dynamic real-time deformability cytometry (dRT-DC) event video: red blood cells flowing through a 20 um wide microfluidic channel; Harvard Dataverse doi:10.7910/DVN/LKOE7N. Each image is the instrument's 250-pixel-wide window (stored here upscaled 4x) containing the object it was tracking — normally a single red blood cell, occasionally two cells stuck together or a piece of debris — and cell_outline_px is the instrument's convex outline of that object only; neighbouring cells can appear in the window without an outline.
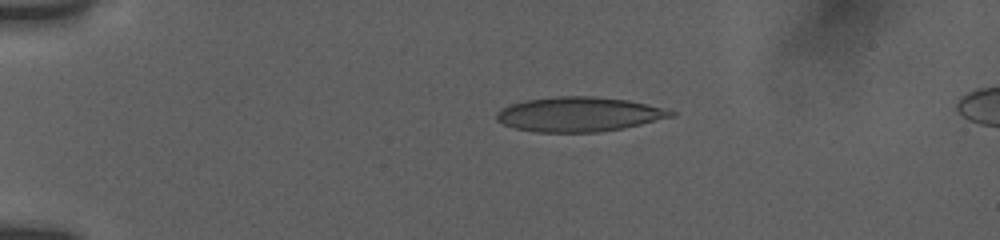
{"species": "human", "species_latin": "Homo sapiens", "temperature_condition": "room temperature", "stored_images_in_passage": 24, "camera_frame_rate_fps": 3000, "um_per_image_px": 0.085, "donor": {"sex": "female"}, "frame": {"image": 1, "passage_image": 1, "time_ms": 0.0, "image_size_px": [1000, 240], "cell_outline_px": [[676, 116], [640, 124], [620, 128], [596, 132], [540, 132], [516, 128], [504, 124], [496, 120], [496, 112], [500, 108], [512, 104], [528, 100], [556, 96], [592, 96], [628, 100], [676, 112]], "centroid_in_image_um": [49.18, 9.71], "position_along_channel_um": 35.8, "area_um2": 34.68}}
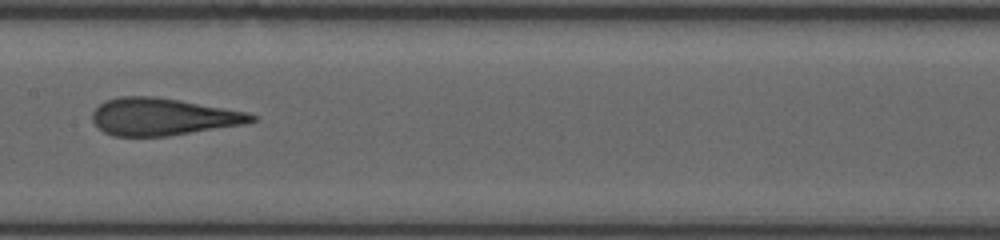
{"frame": {"image": 2, "passage_image": 9, "time_ms": 5.667, "image_size_px": [1000, 240], "cell_outline_px": [[256, 120], [240, 124], [168, 136], [112, 136], [104, 132], [92, 120], [92, 112], [104, 100], [120, 96], [156, 96], [180, 100], [248, 112], [256, 116]], "centroid_in_image_um": [13.78, 9.91], "position_along_channel_um": 193.6, "area_um2": 34.28}}
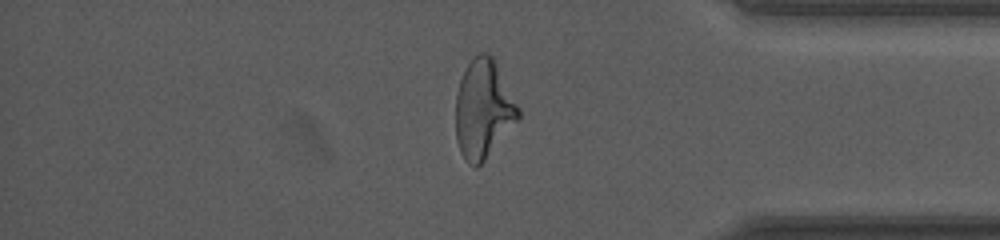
{"frame": {"image": 3, "passage_image": 18, "time_ms": 11.333, "image_size_px": [1000, 240], "cell_outline_px": [[520, 116], [484, 160], [476, 168], [468, 164], [464, 160], [460, 152], [456, 140], [456, 92], [464, 68], [480, 52], [488, 52], [492, 56], [520, 108]], "centroid_in_image_um": [41.05, 9.28], "position_along_channel_um": 394.1, "area_um2": 35.66}, "authors_computed_cell_mechanics": {"area_um2": 34.9979, "velocity_mm_per_s": 3.8369, "shape_relaxation_time_tau1_ms": null, "shape_relaxation_time_tau2_ms": 0.9362, "deformation_change_tau1": null, "deformation_change_tau2": 0.103}}